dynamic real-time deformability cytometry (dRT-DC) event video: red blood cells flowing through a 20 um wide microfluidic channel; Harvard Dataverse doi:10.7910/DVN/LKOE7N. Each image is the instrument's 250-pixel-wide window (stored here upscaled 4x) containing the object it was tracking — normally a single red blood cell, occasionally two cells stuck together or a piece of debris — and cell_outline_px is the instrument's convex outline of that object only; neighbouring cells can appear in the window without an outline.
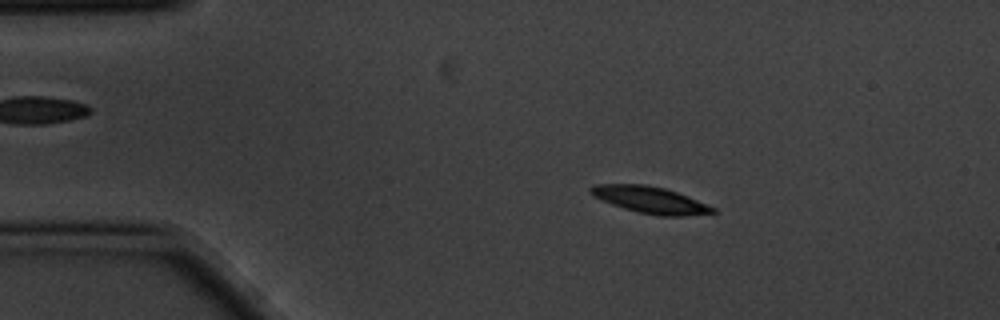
{"species": "common noctule bat (a hibernating species)", "species_latin": "Nyctalus noctula", "temperature_condition": "cold", "stored_images_in_passage": 5, "camera_frame_rate_fps": 3000, "um_per_image_px": 0.085, "animal": {"sex": "male", "body_mass_g": 20.1, "forearm_length_mm": 53.5}, "frame": {"image": 1, "passage_image": 2, "time_ms": 0.333, "image_size_px": [1000, 320], "cell_outline_px": [[716, 212], [684, 216], [660, 216], [640, 212], [624, 208], [612, 204], [592, 196], [588, 192], [588, 188], [596, 184], [644, 184], [664, 188], [688, 196], [716, 208]], "centroid_in_image_um": [55.24, 16.98], "position_along_channel_um": 29.8, "area_um2": 18.9}}
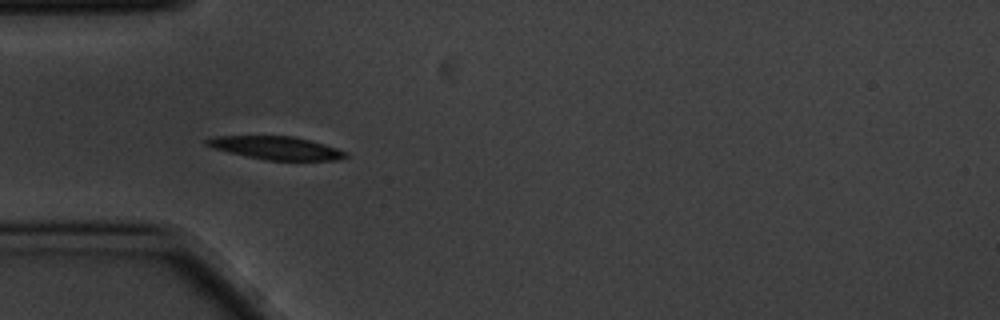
{"frame": {"image": 2, "passage_image": 4, "time_ms": 1.0, "image_size_px": [1000, 320], "cell_outline_px": [[348, 156], [336, 160], [264, 160], [228, 152], [212, 148], [204, 144], [204, 140], [216, 136], [292, 136], [324, 144], [348, 152]], "centroid_in_image_um": [23.44, 12.58], "position_along_channel_um": 61.6, "area_um2": 18.61}}